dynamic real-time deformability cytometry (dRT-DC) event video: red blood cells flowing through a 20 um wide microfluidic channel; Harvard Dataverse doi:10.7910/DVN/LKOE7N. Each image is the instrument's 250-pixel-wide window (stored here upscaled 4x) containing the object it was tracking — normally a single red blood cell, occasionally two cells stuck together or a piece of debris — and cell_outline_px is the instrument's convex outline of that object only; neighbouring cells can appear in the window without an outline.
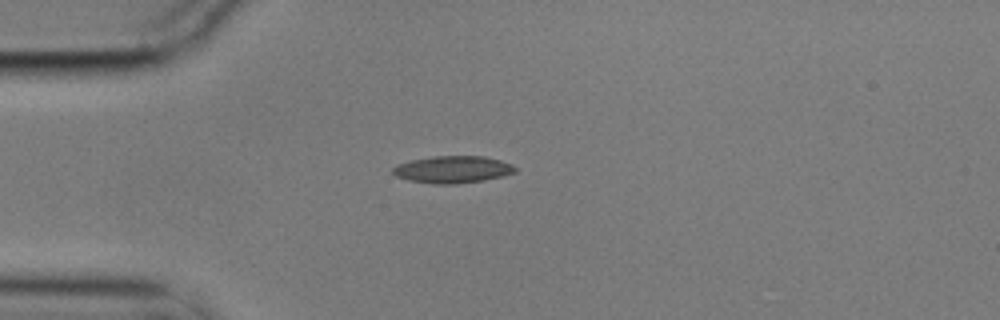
{"species": "common noctule bat (a hibernating species)", "species_latin": "Nyctalus noctula", "temperature_condition": "cold", "stored_images_in_passage": 1, "camera_frame_rate_fps": 3000, "um_per_image_px": 0.085, "animal": {"sex": "male", "body_mass_g": 17.9}, "frame": {"image": 1, "passage_image": 1, "time_ms": 0.0, "image_size_px": [1000, 320], "cell_outline_px": [[516, 172], [504, 176], [484, 180], [456, 184], [432, 184], [408, 180], [396, 176], [392, 172], [392, 168], [400, 164], [412, 160], [432, 156], [484, 156], [500, 160], [512, 164], [516, 168]], "centroid_in_image_um": [38.5, 14.41], "position_along_channel_um": 46.5, "area_um2": 19.36}}